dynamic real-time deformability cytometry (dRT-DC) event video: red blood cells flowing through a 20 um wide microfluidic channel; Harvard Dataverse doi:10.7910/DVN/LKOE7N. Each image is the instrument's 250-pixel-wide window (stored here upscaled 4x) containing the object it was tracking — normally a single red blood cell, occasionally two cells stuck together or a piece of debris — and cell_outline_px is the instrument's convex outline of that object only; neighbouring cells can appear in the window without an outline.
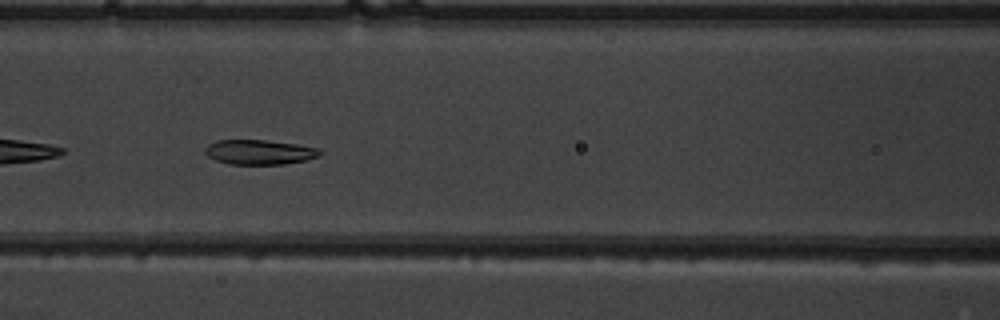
{"species": "common noctule bat (a hibernating species)", "species_latin": "Nyctalus noctula", "temperature_condition": "warm", "stored_images_in_passage": 31, "camera_frame_rate_fps": 3000, "um_per_image_px": 0.085, "animal": {"sex": "male", "body_mass_g": 19.5, "forearm_length_mm": 54.6}, "frame": {"image": 1, "passage_image": 12, "time_ms": 3.667, "image_size_px": [1000, 320], "cell_outline_px": [[324, 152], [320, 156], [304, 160], [284, 164], [228, 164], [216, 160], [208, 156], [204, 152], [204, 148], [208, 144], [216, 140], [264, 140], [296, 144], [320, 148]], "centroid_in_image_um": [22.06, 12.92], "position_along_channel_um": 144.5, "area_um2": 16.65}}
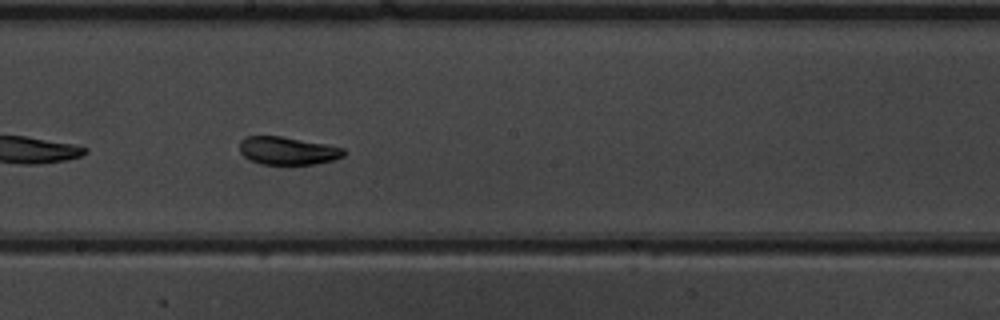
{"frame": {"image": 2, "passage_image": 18, "time_ms": 5.667, "image_size_px": [1000, 320], "cell_outline_px": [[344, 156], [332, 160], [316, 164], [260, 164], [244, 156], [240, 152], [240, 140], [244, 136], [280, 136], [324, 144], [344, 148]], "centroid_in_image_um": [24.42, 12.81], "position_along_channel_um": 223.8, "area_um2": 16.76}}
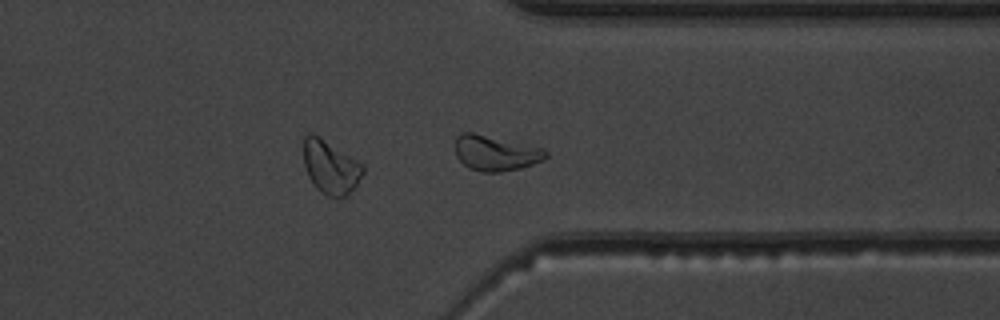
{"frame": {"image": 3, "passage_image": 29, "time_ms": 9.333, "image_size_px": [1000, 320], "cell_outline_px": [[548, 156], [544, 160], [520, 168], [500, 172], [480, 172], [464, 164], [456, 156], [456, 136], [464, 132], [472, 132], [544, 148], [548, 152]], "centroid_in_image_um": [42.15, 13.01], "position_along_channel_um": 369.3, "area_um2": 18.55}, "authors_computed_cell_mechanics": {"area_um2": 17.1088, "velocity_mm_per_s": 3.974, "shape_relaxation_time_tau1_ms": 3.4358, "shape_relaxation_time_tau2_ms": 1.7304, "deformation_change_tau1": 0.1721, "deformation_change_tau2": 0.0814}}